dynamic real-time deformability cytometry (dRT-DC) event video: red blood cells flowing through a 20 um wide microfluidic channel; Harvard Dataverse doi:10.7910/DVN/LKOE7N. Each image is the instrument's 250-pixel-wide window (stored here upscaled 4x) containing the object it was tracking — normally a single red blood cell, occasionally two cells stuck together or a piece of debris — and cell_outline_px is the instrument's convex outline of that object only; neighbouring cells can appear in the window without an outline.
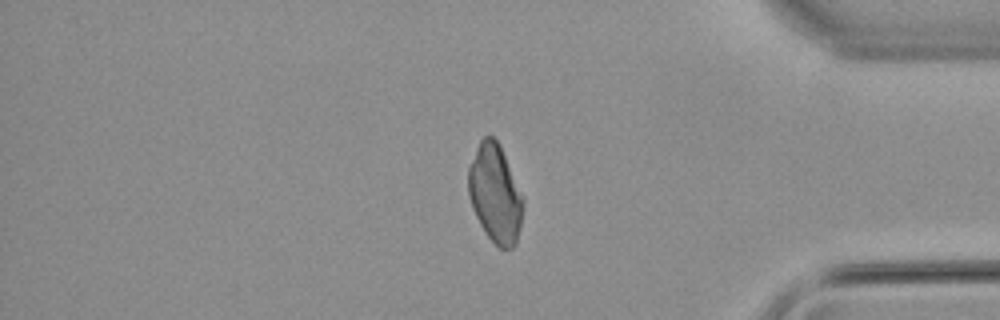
{"species": "common noctule bat (a hibernating species)", "species_latin": "Nyctalus noctula", "temperature_condition": "warm", "stored_images_in_passage": 40, "camera_frame_rate_fps": 3000, "um_per_image_px": 0.085, "animal": {"sex": "male", "body_mass_g": 21.5, "forearm_length_mm": 52.0}, "frame": {"image": 1, "passage_image": 36, "time_ms": 11.667, "image_size_px": [1000, 320], "cell_outline_px": [[524, 200], [520, 224], [516, 244], [512, 248], [500, 248], [484, 232], [472, 208], [468, 196], [468, 168], [476, 148], [480, 140], [484, 136], [492, 136], [500, 144], [524, 196]], "centroid_in_image_um": [42.09, 16.43], "position_along_channel_um": 393.1, "area_um2": 31.44}}